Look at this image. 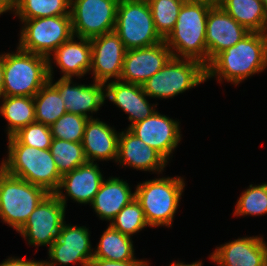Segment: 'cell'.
I'll use <instances>...</instances> for the list:
<instances>
[{
    "instance_id": "cell-17",
    "label": "cell",
    "mask_w": 267,
    "mask_h": 266,
    "mask_svg": "<svg viewBox=\"0 0 267 266\" xmlns=\"http://www.w3.org/2000/svg\"><path fill=\"white\" fill-rule=\"evenodd\" d=\"M210 259L219 266H265L267 244L263 237H242L217 247Z\"/></svg>"
},
{
    "instance_id": "cell-12",
    "label": "cell",
    "mask_w": 267,
    "mask_h": 266,
    "mask_svg": "<svg viewBox=\"0 0 267 266\" xmlns=\"http://www.w3.org/2000/svg\"><path fill=\"white\" fill-rule=\"evenodd\" d=\"M89 229L84 226H71L64 222L57 239L48 249L50 262L45 261V266H56L80 263L87 266L93 258V249L90 243Z\"/></svg>"
},
{
    "instance_id": "cell-31",
    "label": "cell",
    "mask_w": 267,
    "mask_h": 266,
    "mask_svg": "<svg viewBox=\"0 0 267 266\" xmlns=\"http://www.w3.org/2000/svg\"><path fill=\"white\" fill-rule=\"evenodd\" d=\"M185 0H150L153 21L158 34L165 39L173 30Z\"/></svg>"
},
{
    "instance_id": "cell-19",
    "label": "cell",
    "mask_w": 267,
    "mask_h": 266,
    "mask_svg": "<svg viewBox=\"0 0 267 266\" xmlns=\"http://www.w3.org/2000/svg\"><path fill=\"white\" fill-rule=\"evenodd\" d=\"M125 131L119 135L117 162L136 170L162 172L168 161L128 128Z\"/></svg>"
},
{
    "instance_id": "cell-32",
    "label": "cell",
    "mask_w": 267,
    "mask_h": 266,
    "mask_svg": "<svg viewBox=\"0 0 267 266\" xmlns=\"http://www.w3.org/2000/svg\"><path fill=\"white\" fill-rule=\"evenodd\" d=\"M110 226L123 235L131 237V235L139 232L146 226L148 227L149 224L146 221L140 203L134 198L111 220Z\"/></svg>"
},
{
    "instance_id": "cell-20",
    "label": "cell",
    "mask_w": 267,
    "mask_h": 266,
    "mask_svg": "<svg viewBox=\"0 0 267 266\" xmlns=\"http://www.w3.org/2000/svg\"><path fill=\"white\" fill-rule=\"evenodd\" d=\"M105 86V98L129 114L130 125L144 120L155 112V106L149 104L142 86L121 80L108 82Z\"/></svg>"
},
{
    "instance_id": "cell-4",
    "label": "cell",
    "mask_w": 267,
    "mask_h": 266,
    "mask_svg": "<svg viewBox=\"0 0 267 266\" xmlns=\"http://www.w3.org/2000/svg\"><path fill=\"white\" fill-rule=\"evenodd\" d=\"M2 96L34 97L49 81L48 58L21 50L3 54Z\"/></svg>"
},
{
    "instance_id": "cell-29",
    "label": "cell",
    "mask_w": 267,
    "mask_h": 266,
    "mask_svg": "<svg viewBox=\"0 0 267 266\" xmlns=\"http://www.w3.org/2000/svg\"><path fill=\"white\" fill-rule=\"evenodd\" d=\"M71 0H17L14 14L21 20L70 14Z\"/></svg>"
},
{
    "instance_id": "cell-10",
    "label": "cell",
    "mask_w": 267,
    "mask_h": 266,
    "mask_svg": "<svg viewBox=\"0 0 267 266\" xmlns=\"http://www.w3.org/2000/svg\"><path fill=\"white\" fill-rule=\"evenodd\" d=\"M66 195L63 191L49 193L30 214L26 223L17 231L29 245H52L64 224Z\"/></svg>"
},
{
    "instance_id": "cell-30",
    "label": "cell",
    "mask_w": 267,
    "mask_h": 266,
    "mask_svg": "<svg viewBox=\"0 0 267 266\" xmlns=\"http://www.w3.org/2000/svg\"><path fill=\"white\" fill-rule=\"evenodd\" d=\"M50 152L61 175L87 163L82 142L52 139Z\"/></svg>"
},
{
    "instance_id": "cell-2",
    "label": "cell",
    "mask_w": 267,
    "mask_h": 266,
    "mask_svg": "<svg viewBox=\"0 0 267 266\" xmlns=\"http://www.w3.org/2000/svg\"><path fill=\"white\" fill-rule=\"evenodd\" d=\"M210 8L204 3H183L173 30L164 39L174 58L193 59L207 66L206 24Z\"/></svg>"
},
{
    "instance_id": "cell-15",
    "label": "cell",
    "mask_w": 267,
    "mask_h": 266,
    "mask_svg": "<svg viewBox=\"0 0 267 266\" xmlns=\"http://www.w3.org/2000/svg\"><path fill=\"white\" fill-rule=\"evenodd\" d=\"M128 129L167 161L181 140L179 122L157 111Z\"/></svg>"
},
{
    "instance_id": "cell-41",
    "label": "cell",
    "mask_w": 267,
    "mask_h": 266,
    "mask_svg": "<svg viewBox=\"0 0 267 266\" xmlns=\"http://www.w3.org/2000/svg\"><path fill=\"white\" fill-rule=\"evenodd\" d=\"M169 266H202V262L201 261H197V262H194L192 264H185L183 262H173L171 263Z\"/></svg>"
},
{
    "instance_id": "cell-23",
    "label": "cell",
    "mask_w": 267,
    "mask_h": 266,
    "mask_svg": "<svg viewBox=\"0 0 267 266\" xmlns=\"http://www.w3.org/2000/svg\"><path fill=\"white\" fill-rule=\"evenodd\" d=\"M72 36L68 41L61 44L51 55L61 69V78H71L73 76H84L90 71L92 47L90 39Z\"/></svg>"
},
{
    "instance_id": "cell-26",
    "label": "cell",
    "mask_w": 267,
    "mask_h": 266,
    "mask_svg": "<svg viewBox=\"0 0 267 266\" xmlns=\"http://www.w3.org/2000/svg\"><path fill=\"white\" fill-rule=\"evenodd\" d=\"M0 114L7 120V136L11 137L20 129L35 122V106L33 97L2 96Z\"/></svg>"
},
{
    "instance_id": "cell-42",
    "label": "cell",
    "mask_w": 267,
    "mask_h": 266,
    "mask_svg": "<svg viewBox=\"0 0 267 266\" xmlns=\"http://www.w3.org/2000/svg\"><path fill=\"white\" fill-rule=\"evenodd\" d=\"M261 1H262L264 10L267 12V0H261Z\"/></svg>"
},
{
    "instance_id": "cell-24",
    "label": "cell",
    "mask_w": 267,
    "mask_h": 266,
    "mask_svg": "<svg viewBox=\"0 0 267 266\" xmlns=\"http://www.w3.org/2000/svg\"><path fill=\"white\" fill-rule=\"evenodd\" d=\"M135 198L129 184L117 177L103 181L91 203L94 211L102 220H111L119 211Z\"/></svg>"
},
{
    "instance_id": "cell-18",
    "label": "cell",
    "mask_w": 267,
    "mask_h": 266,
    "mask_svg": "<svg viewBox=\"0 0 267 266\" xmlns=\"http://www.w3.org/2000/svg\"><path fill=\"white\" fill-rule=\"evenodd\" d=\"M58 90L67 113L93 118L87 112H97L105 102V83L96 82L91 85L73 84L71 78H60L52 83ZM73 84V85H71Z\"/></svg>"
},
{
    "instance_id": "cell-14",
    "label": "cell",
    "mask_w": 267,
    "mask_h": 266,
    "mask_svg": "<svg viewBox=\"0 0 267 266\" xmlns=\"http://www.w3.org/2000/svg\"><path fill=\"white\" fill-rule=\"evenodd\" d=\"M90 43L94 81L106 84L111 78L120 80L126 48L119 36L112 31L90 39Z\"/></svg>"
},
{
    "instance_id": "cell-16",
    "label": "cell",
    "mask_w": 267,
    "mask_h": 266,
    "mask_svg": "<svg viewBox=\"0 0 267 266\" xmlns=\"http://www.w3.org/2000/svg\"><path fill=\"white\" fill-rule=\"evenodd\" d=\"M249 33L220 5L211 7L206 24L207 65L218 53L234 46Z\"/></svg>"
},
{
    "instance_id": "cell-37",
    "label": "cell",
    "mask_w": 267,
    "mask_h": 266,
    "mask_svg": "<svg viewBox=\"0 0 267 266\" xmlns=\"http://www.w3.org/2000/svg\"><path fill=\"white\" fill-rule=\"evenodd\" d=\"M44 262L45 261H34L9 257L6 261L2 262L0 266H45Z\"/></svg>"
},
{
    "instance_id": "cell-33",
    "label": "cell",
    "mask_w": 267,
    "mask_h": 266,
    "mask_svg": "<svg viewBox=\"0 0 267 266\" xmlns=\"http://www.w3.org/2000/svg\"><path fill=\"white\" fill-rule=\"evenodd\" d=\"M267 214V183L261 185L250 184L240 196L234 216L264 215Z\"/></svg>"
},
{
    "instance_id": "cell-39",
    "label": "cell",
    "mask_w": 267,
    "mask_h": 266,
    "mask_svg": "<svg viewBox=\"0 0 267 266\" xmlns=\"http://www.w3.org/2000/svg\"><path fill=\"white\" fill-rule=\"evenodd\" d=\"M185 2H190V3H204L207 4L211 7L214 6H219L221 0H185Z\"/></svg>"
},
{
    "instance_id": "cell-34",
    "label": "cell",
    "mask_w": 267,
    "mask_h": 266,
    "mask_svg": "<svg viewBox=\"0 0 267 266\" xmlns=\"http://www.w3.org/2000/svg\"><path fill=\"white\" fill-rule=\"evenodd\" d=\"M88 119L79 114L65 113L50 126L52 137L70 142H82Z\"/></svg>"
},
{
    "instance_id": "cell-8",
    "label": "cell",
    "mask_w": 267,
    "mask_h": 266,
    "mask_svg": "<svg viewBox=\"0 0 267 266\" xmlns=\"http://www.w3.org/2000/svg\"><path fill=\"white\" fill-rule=\"evenodd\" d=\"M206 80V66L201 62L172 57L142 87L147 96L166 99L173 98Z\"/></svg>"
},
{
    "instance_id": "cell-36",
    "label": "cell",
    "mask_w": 267,
    "mask_h": 266,
    "mask_svg": "<svg viewBox=\"0 0 267 266\" xmlns=\"http://www.w3.org/2000/svg\"><path fill=\"white\" fill-rule=\"evenodd\" d=\"M87 266H149L148 261H111L92 258Z\"/></svg>"
},
{
    "instance_id": "cell-1",
    "label": "cell",
    "mask_w": 267,
    "mask_h": 266,
    "mask_svg": "<svg viewBox=\"0 0 267 266\" xmlns=\"http://www.w3.org/2000/svg\"><path fill=\"white\" fill-rule=\"evenodd\" d=\"M267 68V33L250 32L218 53L206 66V79L217 76L234 85Z\"/></svg>"
},
{
    "instance_id": "cell-40",
    "label": "cell",
    "mask_w": 267,
    "mask_h": 266,
    "mask_svg": "<svg viewBox=\"0 0 267 266\" xmlns=\"http://www.w3.org/2000/svg\"><path fill=\"white\" fill-rule=\"evenodd\" d=\"M3 54L0 55V97H2L4 88Z\"/></svg>"
},
{
    "instance_id": "cell-13",
    "label": "cell",
    "mask_w": 267,
    "mask_h": 266,
    "mask_svg": "<svg viewBox=\"0 0 267 266\" xmlns=\"http://www.w3.org/2000/svg\"><path fill=\"white\" fill-rule=\"evenodd\" d=\"M172 57L165 41L149 47L126 50L120 80L142 86Z\"/></svg>"
},
{
    "instance_id": "cell-22",
    "label": "cell",
    "mask_w": 267,
    "mask_h": 266,
    "mask_svg": "<svg viewBox=\"0 0 267 266\" xmlns=\"http://www.w3.org/2000/svg\"><path fill=\"white\" fill-rule=\"evenodd\" d=\"M104 180L106 179L103 178L98 164L87 162L63 174L58 191L65 189L67 196H70L73 201L91 204Z\"/></svg>"
},
{
    "instance_id": "cell-11",
    "label": "cell",
    "mask_w": 267,
    "mask_h": 266,
    "mask_svg": "<svg viewBox=\"0 0 267 266\" xmlns=\"http://www.w3.org/2000/svg\"><path fill=\"white\" fill-rule=\"evenodd\" d=\"M119 0H71L73 36L92 39L114 31Z\"/></svg>"
},
{
    "instance_id": "cell-43",
    "label": "cell",
    "mask_w": 267,
    "mask_h": 266,
    "mask_svg": "<svg viewBox=\"0 0 267 266\" xmlns=\"http://www.w3.org/2000/svg\"><path fill=\"white\" fill-rule=\"evenodd\" d=\"M131 1H144V2H149L150 0H131Z\"/></svg>"
},
{
    "instance_id": "cell-35",
    "label": "cell",
    "mask_w": 267,
    "mask_h": 266,
    "mask_svg": "<svg viewBox=\"0 0 267 266\" xmlns=\"http://www.w3.org/2000/svg\"><path fill=\"white\" fill-rule=\"evenodd\" d=\"M52 139L51 128L35 121L8 137V144H25L43 150L50 149Z\"/></svg>"
},
{
    "instance_id": "cell-27",
    "label": "cell",
    "mask_w": 267,
    "mask_h": 266,
    "mask_svg": "<svg viewBox=\"0 0 267 266\" xmlns=\"http://www.w3.org/2000/svg\"><path fill=\"white\" fill-rule=\"evenodd\" d=\"M133 247L131 237L123 235L109 225L102 234L97 249L93 251V258L111 261H146L135 258Z\"/></svg>"
},
{
    "instance_id": "cell-5",
    "label": "cell",
    "mask_w": 267,
    "mask_h": 266,
    "mask_svg": "<svg viewBox=\"0 0 267 266\" xmlns=\"http://www.w3.org/2000/svg\"><path fill=\"white\" fill-rule=\"evenodd\" d=\"M184 186V180L179 176L155 178L137 185L135 199L150 227L172 225Z\"/></svg>"
},
{
    "instance_id": "cell-28",
    "label": "cell",
    "mask_w": 267,
    "mask_h": 266,
    "mask_svg": "<svg viewBox=\"0 0 267 266\" xmlns=\"http://www.w3.org/2000/svg\"><path fill=\"white\" fill-rule=\"evenodd\" d=\"M53 77L33 97L35 121L51 126L58 118L67 113L63 99L57 88L52 84Z\"/></svg>"
},
{
    "instance_id": "cell-25",
    "label": "cell",
    "mask_w": 267,
    "mask_h": 266,
    "mask_svg": "<svg viewBox=\"0 0 267 266\" xmlns=\"http://www.w3.org/2000/svg\"><path fill=\"white\" fill-rule=\"evenodd\" d=\"M220 6L249 32L267 33V12L261 0H221Z\"/></svg>"
},
{
    "instance_id": "cell-7",
    "label": "cell",
    "mask_w": 267,
    "mask_h": 266,
    "mask_svg": "<svg viewBox=\"0 0 267 266\" xmlns=\"http://www.w3.org/2000/svg\"><path fill=\"white\" fill-rule=\"evenodd\" d=\"M24 23L18 47L48 58V74L53 75L51 54L72 36L71 15L20 20Z\"/></svg>"
},
{
    "instance_id": "cell-3",
    "label": "cell",
    "mask_w": 267,
    "mask_h": 266,
    "mask_svg": "<svg viewBox=\"0 0 267 266\" xmlns=\"http://www.w3.org/2000/svg\"><path fill=\"white\" fill-rule=\"evenodd\" d=\"M0 167L13 176L44 188L48 193H56L61 183L62 175L50 149L8 144V157L2 160Z\"/></svg>"
},
{
    "instance_id": "cell-21",
    "label": "cell",
    "mask_w": 267,
    "mask_h": 266,
    "mask_svg": "<svg viewBox=\"0 0 267 266\" xmlns=\"http://www.w3.org/2000/svg\"><path fill=\"white\" fill-rule=\"evenodd\" d=\"M119 135L116 130L98 118L88 119L82 140L88 162L114 160L117 162Z\"/></svg>"
},
{
    "instance_id": "cell-9",
    "label": "cell",
    "mask_w": 267,
    "mask_h": 266,
    "mask_svg": "<svg viewBox=\"0 0 267 266\" xmlns=\"http://www.w3.org/2000/svg\"><path fill=\"white\" fill-rule=\"evenodd\" d=\"M114 32L126 50L153 46L164 39L158 34L148 2L119 0Z\"/></svg>"
},
{
    "instance_id": "cell-38",
    "label": "cell",
    "mask_w": 267,
    "mask_h": 266,
    "mask_svg": "<svg viewBox=\"0 0 267 266\" xmlns=\"http://www.w3.org/2000/svg\"><path fill=\"white\" fill-rule=\"evenodd\" d=\"M17 0H0V15L4 12L14 11Z\"/></svg>"
},
{
    "instance_id": "cell-6",
    "label": "cell",
    "mask_w": 267,
    "mask_h": 266,
    "mask_svg": "<svg viewBox=\"0 0 267 266\" xmlns=\"http://www.w3.org/2000/svg\"><path fill=\"white\" fill-rule=\"evenodd\" d=\"M49 193L0 167V218L18 231Z\"/></svg>"
}]
</instances>
